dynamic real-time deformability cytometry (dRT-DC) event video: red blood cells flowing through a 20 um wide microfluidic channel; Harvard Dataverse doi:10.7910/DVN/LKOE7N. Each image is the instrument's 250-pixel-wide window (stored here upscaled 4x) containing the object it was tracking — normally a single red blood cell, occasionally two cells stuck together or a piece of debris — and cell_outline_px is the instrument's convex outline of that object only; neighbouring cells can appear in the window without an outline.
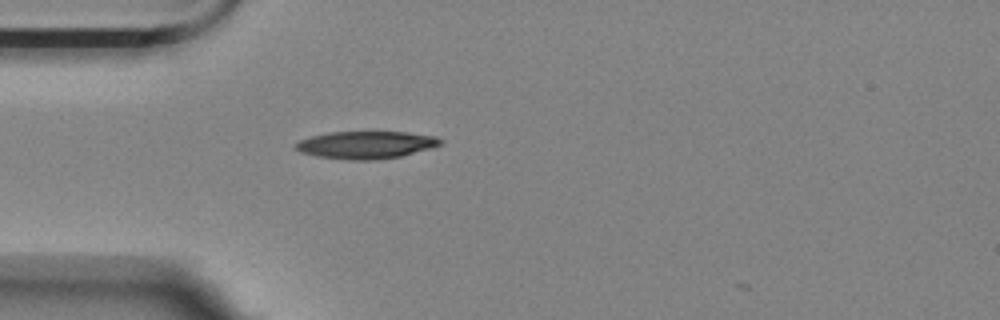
{"species": "Egyptian fruit bat (a non-hibernating species)", "species_latin": "Rousettus aegyptiacus", "temperature_condition": "room temperature", "stored_images_in_passage": 37, "camera_frame_rate_fps": 3000, "um_per_image_px": 0.085, "animal": {"sex": "female"}, "frame": {"image": 1, "passage_image": 1, "time_ms": 0.0, "image_size_px": [1000, 320], "cell_outline_px": [[444, 144], [432, 148], [400, 156], [376, 160], [348, 160], [316, 156], [300, 152], [292, 148], [300, 140], [312, 136], [328, 132], [404, 132], [436, 136], [444, 140]], "centroid_in_image_um": [31.13, 12.32], "position_along_channel_um": 53.9, "area_um2": 23.35}}
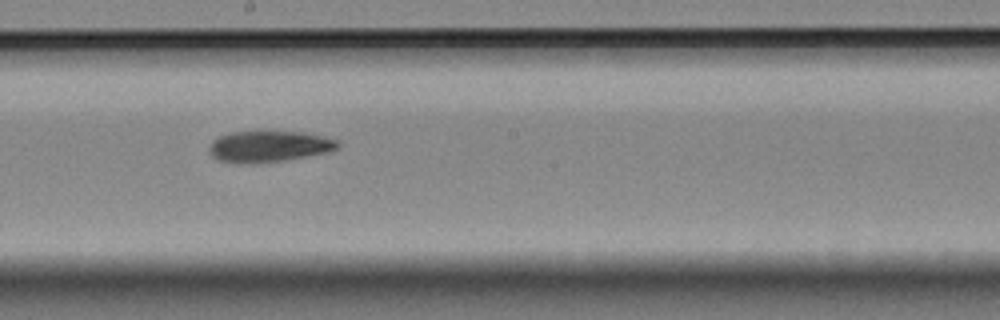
{"frame": {"image": 2, "passage_image": 16, "time_ms": 5.0, "image_size_px": [1000, 320], "cell_outline_px": [[340, 148], [328, 152], [288, 160], [252, 164], [240, 164], [216, 160], [208, 152], [208, 148], [212, 140], [220, 136], [232, 132], [300, 132], [340, 140]], "centroid_in_image_um": [22.84, 12.47], "position_along_channel_um": 225.4, "area_um2": 23.64}}
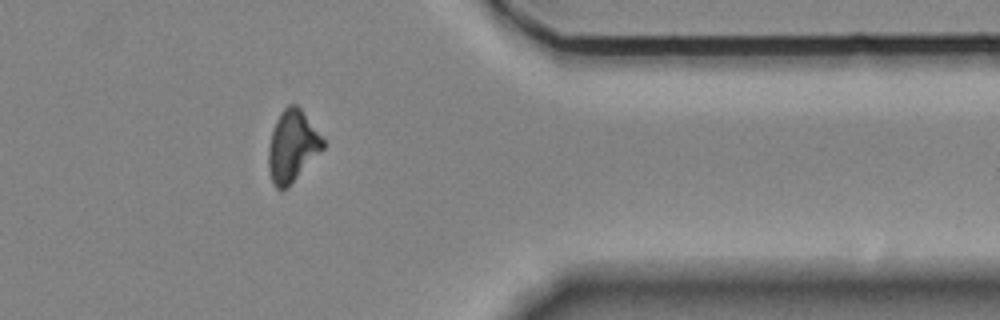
{"frame": {"image": 3, "passage_image": 31, "time_ms": 10.0, "image_size_px": [1000, 320], "cell_outline_px": [[324, 148], [288, 188], [280, 192], [276, 188], [272, 180], [268, 168], [268, 148], [272, 132], [276, 120], [280, 112], [288, 104], [296, 104], [300, 108], [324, 140]], "centroid_in_image_um": [24.83, 12.45], "position_along_channel_um": 386.6, "area_um2": 22.66}}